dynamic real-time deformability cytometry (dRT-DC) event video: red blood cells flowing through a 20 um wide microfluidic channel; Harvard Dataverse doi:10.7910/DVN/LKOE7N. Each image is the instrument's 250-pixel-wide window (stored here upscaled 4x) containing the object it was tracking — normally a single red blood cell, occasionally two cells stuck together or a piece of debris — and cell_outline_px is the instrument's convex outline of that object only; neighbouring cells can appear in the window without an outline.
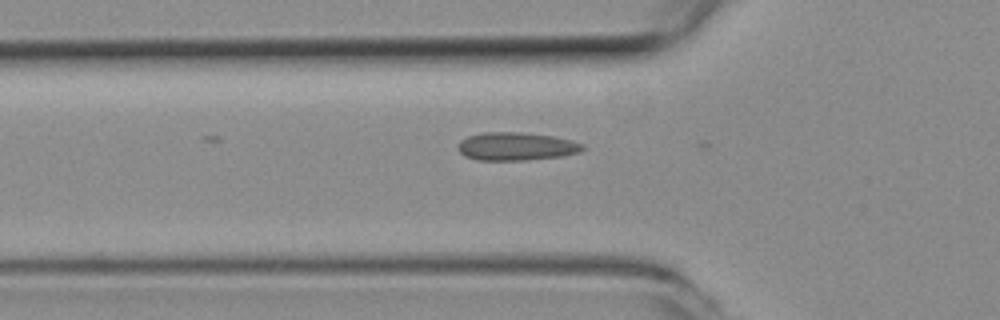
{"species": "common noctule bat (a hibernating species)", "species_latin": "Nyctalus noctula", "temperature_condition": "room temperature", "stored_images_in_passage": 11, "camera_frame_rate_fps": 3000, "um_per_image_px": 0.085, "animal": {"sex": "female", "body_mass_g": 19.3, "forearm_length_mm": 54.1}, "frame": {"image": 1, "passage_image": 2, "time_ms": 0.333, "image_size_px": [1000, 320], "cell_outline_px": [[584, 148], [580, 152], [560, 156], [524, 160], [476, 160], [464, 156], [460, 152], [460, 140], [468, 136], [484, 132], [520, 132], [552, 136], [572, 140], [584, 144]], "centroid_in_image_um": [43.89, 12.44], "position_along_channel_um": 81.9, "area_um2": 20.29}}
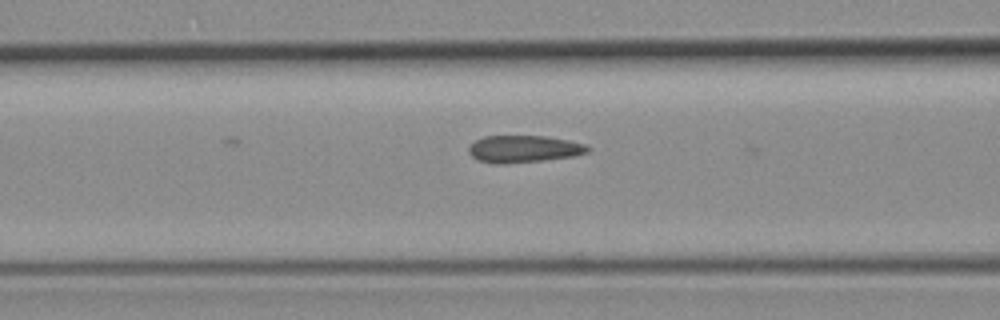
{"frame": {"image": 2, "passage_image": 5, "time_ms": 1.333, "image_size_px": [1000, 320], "cell_outline_px": [[592, 148], [588, 152], [572, 156], [540, 160], [504, 164], [496, 164], [480, 160], [472, 156], [468, 152], [468, 148], [476, 140], [484, 136], [544, 136], [568, 140], [588, 144]], "centroid_in_image_um": [44.54, 12.65], "position_along_channel_um": 122.1, "area_um2": 18.67}}
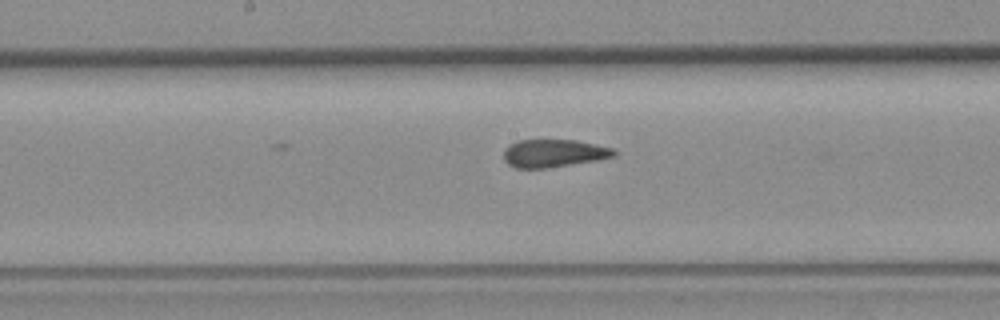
{"frame": {"image": 3, "passage_image": 11, "time_ms": 3.333, "image_size_px": [1000, 320], "cell_outline_px": [[616, 156], [600, 160], [548, 168], [516, 168], [508, 164], [504, 160], [504, 148], [520, 140], [576, 140], [616, 148]], "centroid_in_image_um": [47.13, 13.03], "position_along_channel_um": 201.1, "area_um2": 18.09}}